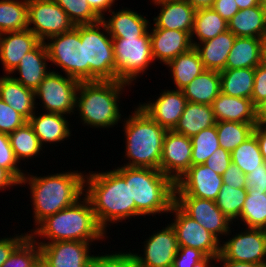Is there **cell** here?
<instances>
[{
	"label": "cell",
	"mask_w": 266,
	"mask_h": 267,
	"mask_svg": "<svg viewBox=\"0 0 266 267\" xmlns=\"http://www.w3.org/2000/svg\"><path fill=\"white\" fill-rule=\"evenodd\" d=\"M86 179L84 184L89 186L84 196L89 199L97 222L104 230L107 221L114 223L135 216V203H131L130 167L91 173Z\"/></svg>",
	"instance_id": "obj_1"
},
{
	"label": "cell",
	"mask_w": 266,
	"mask_h": 267,
	"mask_svg": "<svg viewBox=\"0 0 266 267\" xmlns=\"http://www.w3.org/2000/svg\"><path fill=\"white\" fill-rule=\"evenodd\" d=\"M212 108L217 122L256 123V110L252 99L232 97L220 92L213 101Z\"/></svg>",
	"instance_id": "obj_23"
},
{
	"label": "cell",
	"mask_w": 266,
	"mask_h": 267,
	"mask_svg": "<svg viewBox=\"0 0 266 267\" xmlns=\"http://www.w3.org/2000/svg\"><path fill=\"white\" fill-rule=\"evenodd\" d=\"M63 116L48 112L38 117L34 113L30 117L28 122L33 127L41 146L44 142H59L70 136L68 122Z\"/></svg>",
	"instance_id": "obj_31"
},
{
	"label": "cell",
	"mask_w": 266,
	"mask_h": 267,
	"mask_svg": "<svg viewBox=\"0 0 266 267\" xmlns=\"http://www.w3.org/2000/svg\"><path fill=\"white\" fill-rule=\"evenodd\" d=\"M246 197V188H232L223 183L215 202L223 214L232 221L240 217Z\"/></svg>",
	"instance_id": "obj_42"
},
{
	"label": "cell",
	"mask_w": 266,
	"mask_h": 267,
	"mask_svg": "<svg viewBox=\"0 0 266 267\" xmlns=\"http://www.w3.org/2000/svg\"><path fill=\"white\" fill-rule=\"evenodd\" d=\"M112 15L109 21L101 18L102 28L111 38L141 37L148 31V20L136 12L123 9L116 14L112 11Z\"/></svg>",
	"instance_id": "obj_26"
},
{
	"label": "cell",
	"mask_w": 266,
	"mask_h": 267,
	"mask_svg": "<svg viewBox=\"0 0 266 267\" xmlns=\"http://www.w3.org/2000/svg\"><path fill=\"white\" fill-rule=\"evenodd\" d=\"M28 27V0L0 1V34L23 31Z\"/></svg>",
	"instance_id": "obj_36"
},
{
	"label": "cell",
	"mask_w": 266,
	"mask_h": 267,
	"mask_svg": "<svg viewBox=\"0 0 266 267\" xmlns=\"http://www.w3.org/2000/svg\"><path fill=\"white\" fill-rule=\"evenodd\" d=\"M231 160L245 175L260 168L264 160L254 134L231 152Z\"/></svg>",
	"instance_id": "obj_39"
},
{
	"label": "cell",
	"mask_w": 266,
	"mask_h": 267,
	"mask_svg": "<svg viewBox=\"0 0 266 267\" xmlns=\"http://www.w3.org/2000/svg\"><path fill=\"white\" fill-rule=\"evenodd\" d=\"M264 99H266V65L261 63L255 68V80L252 92L253 105L256 107Z\"/></svg>",
	"instance_id": "obj_50"
},
{
	"label": "cell",
	"mask_w": 266,
	"mask_h": 267,
	"mask_svg": "<svg viewBox=\"0 0 266 267\" xmlns=\"http://www.w3.org/2000/svg\"><path fill=\"white\" fill-rule=\"evenodd\" d=\"M256 125L263 126L266 123V99L260 102L256 107Z\"/></svg>",
	"instance_id": "obj_59"
},
{
	"label": "cell",
	"mask_w": 266,
	"mask_h": 267,
	"mask_svg": "<svg viewBox=\"0 0 266 267\" xmlns=\"http://www.w3.org/2000/svg\"><path fill=\"white\" fill-rule=\"evenodd\" d=\"M260 6H261V9H262L264 24H265V27H266V0H261Z\"/></svg>",
	"instance_id": "obj_64"
},
{
	"label": "cell",
	"mask_w": 266,
	"mask_h": 267,
	"mask_svg": "<svg viewBox=\"0 0 266 267\" xmlns=\"http://www.w3.org/2000/svg\"><path fill=\"white\" fill-rule=\"evenodd\" d=\"M246 231L220 245V256L228 261L266 265L265 236L259 228H248Z\"/></svg>",
	"instance_id": "obj_16"
},
{
	"label": "cell",
	"mask_w": 266,
	"mask_h": 267,
	"mask_svg": "<svg viewBox=\"0 0 266 267\" xmlns=\"http://www.w3.org/2000/svg\"><path fill=\"white\" fill-rule=\"evenodd\" d=\"M222 177H223V183L228 184L232 188H245V183H246L245 174L233 162L225 170Z\"/></svg>",
	"instance_id": "obj_52"
},
{
	"label": "cell",
	"mask_w": 266,
	"mask_h": 267,
	"mask_svg": "<svg viewBox=\"0 0 266 267\" xmlns=\"http://www.w3.org/2000/svg\"><path fill=\"white\" fill-rule=\"evenodd\" d=\"M146 242L145 257L133 254L137 267H172L179 245L171 224L153 234Z\"/></svg>",
	"instance_id": "obj_17"
},
{
	"label": "cell",
	"mask_w": 266,
	"mask_h": 267,
	"mask_svg": "<svg viewBox=\"0 0 266 267\" xmlns=\"http://www.w3.org/2000/svg\"><path fill=\"white\" fill-rule=\"evenodd\" d=\"M174 191L175 183L161 170L130 167L131 203H135V215L170 211Z\"/></svg>",
	"instance_id": "obj_6"
},
{
	"label": "cell",
	"mask_w": 266,
	"mask_h": 267,
	"mask_svg": "<svg viewBox=\"0 0 266 267\" xmlns=\"http://www.w3.org/2000/svg\"><path fill=\"white\" fill-rule=\"evenodd\" d=\"M155 4L162 6V9L154 18L153 29L181 30L191 35L196 10L186 0Z\"/></svg>",
	"instance_id": "obj_24"
},
{
	"label": "cell",
	"mask_w": 266,
	"mask_h": 267,
	"mask_svg": "<svg viewBox=\"0 0 266 267\" xmlns=\"http://www.w3.org/2000/svg\"><path fill=\"white\" fill-rule=\"evenodd\" d=\"M82 173L67 172L51 176L36 177L26 175L22 183L30 184L32 200L34 205V219L36 225L42 220L62 209L73 205L85 191L84 178Z\"/></svg>",
	"instance_id": "obj_2"
},
{
	"label": "cell",
	"mask_w": 266,
	"mask_h": 267,
	"mask_svg": "<svg viewBox=\"0 0 266 267\" xmlns=\"http://www.w3.org/2000/svg\"><path fill=\"white\" fill-rule=\"evenodd\" d=\"M231 163V152L219 147L210 155L204 165L222 176Z\"/></svg>",
	"instance_id": "obj_49"
},
{
	"label": "cell",
	"mask_w": 266,
	"mask_h": 267,
	"mask_svg": "<svg viewBox=\"0 0 266 267\" xmlns=\"http://www.w3.org/2000/svg\"><path fill=\"white\" fill-rule=\"evenodd\" d=\"M49 60L45 42H41L34 50L25 54L19 65L12 71H19V78H14L24 87L35 91L50 71H46Z\"/></svg>",
	"instance_id": "obj_25"
},
{
	"label": "cell",
	"mask_w": 266,
	"mask_h": 267,
	"mask_svg": "<svg viewBox=\"0 0 266 267\" xmlns=\"http://www.w3.org/2000/svg\"><path fill=\"white\" fill-rule=\"evenodd\" d=\"M3 34H0V59L6 73L10 74L24 55L34 50L42 41L29 29Z\"/></svg>",
	"instance_id": "obj_20"
},
{
	"label": "cell",
	"mask_w": 266,
	"mask_h": 267,
	"mask_svg": "<svg viewBox=\"0 0 266 267\" xmlns=\"http://www.w3.org/2000/svg\"><path fill=\"white\" fill-rule=\"evenodd\" d=\"M36 240L28 236L9 256L1 267H31L40 255L39 245L34 246ZM36 249V250H35Z\"/></svg>",
	"instance_id": "obj_44"
},
{
	"label": "cell",
	"mask_w": 266,
	"mask_h": 267,
	"mask_svg": "<svg viewBox=\"0 0 266 267\" xmlns=\"http://www.w3.org/2000/svg\"><path fill=\"white\" fill-rule=\"evenodd\" d=\"M127 83L121 81H81L75 107L84 124L90 127H110L120 119L118 95ZM80 96V97H78Z\"/></svg>",
	"instance_id": "obj_5"
},
{
	"label": "cell",
	"mask_w": 266,
	"mask_h": 267,
	"mask_svg": "<svg viewBox=\"0 0 266 267\" xmlns=\"http://www.w3.org/2000/svg\"><path fill=\"white\" fill-rule=\"evenodd\" d=\"M245 188L247 191L265 192L266 190V162L260 164V168L245 175Z\"/></svg>",
	"instance_id": "obj_51"
},
{
	"label": "cell",
	"mask_w": 266,
	"mask_h": 267,
	"mask_svg": "<svg viewBox=\"0 0 266 267\" xmlns=\"http://www.w3.org/2000/svg\"><path fill=\"white\" fill-rule=\"evenodd\" d=\"M29 236L20 235L15 236L14 238H3L0 240V267L4 262L9 258L12 252Z\"/></svg>",
	"instance_id": "obj_53"
},
{
	"label": "cell",
	"mask_w": 266,
	"mask_h": 267,
	"mask_svg": "<svg viewBox=\"0 0 266 267\" xmlns=\"http://www.w3.org/2000/svg\"><path fill=\"white\" fill-rule=\"evenodd\" d=\"M216 122L212 105L187 102L173 131L191 138Z\"/></svg>",
	"instance_id": "obj_27"
},
{
	"label": "cell",
	"mask_w": 266,
	"mask_h": 267,
	"mask_svg": "<svg viewBox=\"0 0 266 267\" xmlns=\"http://www.w3.org/2000/svg\"><path fill=\"white\" fill-rule=\"evenodd\" d=\"M174 203L189 217L198 222L217 239L228 234L231 220L217 207L216 202L192 196H174Z\"/></svg>",
	"instance_id": "obj_14"
},
{
	"label": "cell",
	"mask_w": 266,
	"mask_h": 267,
	"mask_svg": "<svg viewBox=\"0 0 266 267\" xmlns=\"http://www.w3.org/2000/svg\"><path fill=\"white\" fill-rule=\"evenodd\" d=\"M182 91L187 102L212 105L221 92L220 72L205 70Z\"/></svg>",
	"instance_id": "obj_30"
},
{
	"label": "cell",
	"mask_w": 266,
	"mask_h": 267,
	"mask_svg": "<svg viewBox=\"0 0 266 267\" xmlns=\"http://www.w3.org/2000/svg\"><path fill=\"white\" fill-rule=\"evenodd\" d=\"M262 40L254 37H236L225 69L256 68L261 64Z\"/></svg>",
	"instance_id": "obj_29"
},
{
	"label": "cell",
	"mask_w": 266,
	"mask_h": 267,
	"mask_svg": "<svg viewBox=\"0 0 266 267\" xmlns=\"http://www.w3.org/2000/svg\"><path fill=\"white\" fill-rule=\"evenodd\" d=\"M88 267H137L132 253H115L113 255L94 256Z\"/></svg>",
	"instance_id": "obj_48"
},
{
	"label": "cell",
	"mask_w": 266,
	"mask_h": 267,
	"mask_svg": "<svg viewBox=\"0 0 266 267\" xmlns=\"http://www.w3.org/2000/svg\"><path fill=\"white\" fill-rule=\"evenodd\" d=\"M77 200L73 205L42 220L31 238L41 235L55 241L90 242L103 238L105 230L98 224L89 199ZM33 236V237H32Z\"/></svg>",
	"instance_id": "obj_3"
},
{
	"label": "cell",
	"mask_w": 266,
	"mask_h": 267,
	"mask_svg": "<svg viewBox=\"0 0 266 267\" xmlns=\"http://www.w3.org/2000/svg\"><path fill=\"white\" fill-rule=\"evenodd\" d=\"M191 139L167 130L163 139L160 170L174 183L192 166Z\"/></svg>",
	"instance_id": "obj_15"
},
{
	"label": "cell",
	"mask_w": 266,
	"mask_h": 267,
	"mask_svg": "<svg viewBox=\"0 0 266 267\" xmlns=\"http://www.w3.org/2000/svg\"><path fill=\"white\" fill-rule=\"evenodd\" d=\"M17 184L20 185V182L8 170L0 167V189Z\"/></svg>",
	"instance_id": "obj_57"
},
{
	"label": "cell",
	"mask_w": 266,
	"mask_h": 267,
	"mask_svg": "<svg viewBox=\"0 0 266 267\" xmlns=\"http://www.w3.org/2000/svg\"><path fill=\"white\" fill-rule=\"evenodd\" d=\"M261 63L266 65V36L262 40V57Z\"/></svg>",
	"instance_id": "obj_63"
},
{
	"label": "cell",
	"mask_w": 266,
	"mask_h": 267,
	"mask_svg": "<svg viewBox=\"0 0 266 267\" xmlns=\"http://www.w3.org/2000/svg\"><path fill=\"white\" fill-rule=\"evenodd\" d=\"M115 0H87L89 6L91 9L100 17H103L104 11H107L106 9H109V12L111 11V6L114 3Z\"/></svg>",
	"instance_id": "obj_55"
},
{
	"label": "cell",
	"mask_w": 266,
	"mask_h": 267,
	"mask_svg": "<svg viewBox=\"0 0 266 267\" xmlns=\"http://www.w3.org/2000/svg\"><path fill=\"white\" fill-rule=\"evenodd\" d=\"M27 120L9 104L0 98V132L5 134L13 133L21 127Z\"/></svg>",
	"instance_id": "obj_47"
},
{
	"label": "cell",
	"mask_w": 266,
	"mask_h": 267,
	"mask_svg": "<svg viewBox=\"0 0 266 267\" xmlns=\"http://www.w3.org/2000/svg\"><path fill=\"white\" fill-rule=\"evenodd\" d=\"M228 30L236 37H254L263 39L266 36L261 6L239 10L228 22Z\"/></svg>",
	"instance_id": "obj_32"
},
{
	"label": "cell",
	"mask_w": 266,
	"mask_h": 267,
	"mask_svg": "<svg viewBox=\"0 0 266 267\" xmlns=\"http://www.w3.org/2000/svg\"><path fill=\"white\" fill-rule=\"evenodd\" d=\"M175 212V222L171 223L179 246L202 251L210 260L220 255L219 239L208 232L194 219L186 215L175 203L169 212Z\"/></svg>",
	"instance_id": "obj_12"
},
{
	"label": "cell",
	"mask_w": 266,
	"mask_h": 267,
	"mask_svg": "<svg viewBox=\"0 0 266 267\" xmlns=\"http://www.w3.org/2000/svg\"><path fill=\"white\" fill-rule=\"evenodd\" d=\"M31 267H50L49 264L47 263V261L44 259V257L40 254L35 261L33 262V264L31 265Z\"/></svg>",
	"instance_id": "obj_62"
},
{
	"label": "cell",
	"mask_w": 266,
	"mask_h": 267,
	"mask_svg": "<svg viewBox=\"0 0 266 267\" xmlns=\"http://www.w3.org/2000/svg\"><path fill=\"white\" fill-rule=\"evenodd\" d=\"M102 20L78 25L81 43H84L85 81H114L115 58L111 36L100 32ZM109 37V38H108Z\"/></svg>",
	"instance_id": "obj_7"
},
{
	"label": "cell",
	"mask_w": 266,
	"mask_h": 267,
	"mask_svg": "<svg viewBox=\"0 0 266 267\" xmlns=\"http://www.w3.org/2000/svg\"><path fill=\"white\" fill-rule=\"evenodd\" d=\"M214 261H222L224 267H266V265L256 264V263H245V262H236V261H228L223 259L220 255H218Z\"/></svg>",
	"instance_id": "obj_58"
},
{
	"label": "cell",
	"mask_w": 266,
	"mask_h": 267,
	"mask_svg": "<svg viewBox=\"0 0 266 267\" xmlns=\"http://www.w3.org/2000/svg\"><path fill=\"white\" fill-rule=\"evenodd\" d=\"M49 39L52 43L45 42L49 61L62 67L67 76L85 81L84 43H81L78 25Z\"/></svg>",
	"instance_id": "obj_9"
},
{
	"label": "cell",
	"mask_w": 266,
	"mask_h": 267,
	"mask_svg": "<svg viewBox=\"0 0 266 267\" xmlns=\"http://www.w3.org/2000/svg\"><path fill=\"white\" fill-rule=\"evenodd\" d=\"M255 68L220 71L221 92L225 95L252 99Z\"/></svg>",
	"instance_id": "obj_34"
},
{
	"label": "cell",
	"mask_w": 266,
	"mask_h": 267,
	"mask_svg": "<svg viewBox=\"0 0 266 267\" xmlns=\"http://www.w3.org/2000/svg\"><path fill=\"white\" fill-rule=\"evenodd\" d=\"M240 218L249 228H260L266 221V193L247 191Z\"/></svg>",
	"instance_id": "obj_41"
},
{
	"label": "cell",
	"mask_w": 266,
	"mask_h": 267,
	"mask_svg": "<svg viewBox=\"0 0 266 267\" xmlns=\"http://www.w3.org/2000/svg\"><path fill=\"white\" fill-rule=\"evenodd\" d=\"M190 139L192 165L204 164L210 155L220 147L216 125L201 130Z\"/></svg>",
	"instance_id": "obj_40"
},
{
	"label": "cell",
	"mask_w": 266,
	"mask_h": 267,
	"mask_svg": "<svg viewBox=\"0 0 266 267\" xmlns=\"http://www.w3.org/2000/svg\"><path fill=\"white\" fill-rule=\"evenodd\" d=\"M223 177L210 167L192 165L176 182L174 196H192L216 201Z\"/></svg>",
	"instance_id": "obj_13"
},
{
	"label": "cell",
	"mask_w": 266,
	"mask_h": 267,
	"mask_svg": "<svg viewBox=\"0 0 266 267\" xmlns=\"http://www.w3.org/2000/svg\"><path fill=\"white\" fill-rule=\"evenodd\" d=\"M150 41L153 60L164 64L193 47L191 35L181 30L153 29Z\"/></svg>",
	"instance_id": "obj_21"
},
{
	"label": "cell",
	"mask_w": 266,
	"mask_h": 267,
	"mask_svg": "<svg viewBox=\"0 0 266 267\" xmlns=\"http://www.w3.org/2000/svg\"><path fill=\"white\" fill-rule=\"evenodd\" d=\"M209 262L210 259L202 251L191 247L179 246L172 267H209Z\"/></svg>",
	"instance_id": "obj_45"
},
{
	"label": "cell",
	"mask_w": 266,
	"mask_h": 267,
	"mask_svg": "<svg viewBox=\"0 0 266 267\" xmlns=\"http://www.w3.org/2000/svg\"><path fill=\"white\" fill-rule=\"evenodd\" d=\"M126 120V156L132 160L124 166L160 170L166 129L151 119L140 107Z\"/></svg>",
	"instance_id": "obj_4"
},
{
	"label": "cell",
	"mask_w": 266,
	"mask_h": 267,
	"mask_svg": "<svg viewBox=\"0 0 266 267\" xmlns=\"http://www.w3.org/2000/svg\"><path fill=\"white\" fill-rule=\"evenodd\" d=\"M239 10L247 9L250 7L258 6L261 0H235Z\"/></svg>",
	"instance_id": "obj_61"
},
{
	"label": "cell",
	"mask_w": 266,
	"mask_h": 267,
	"mask_svg": "<svg viewBox=\"0 0 266 267\" xmlns=\"http://www.w3.org/2000/svg\"><path fill=\"white\" fill-rule=\"evenodd\" d=\"M228 30V23L212 8H201L195 11L191 40L195 34L201 42L215 38Z\"/></svg>",
	"instance_id": "obj_35"
},
{
	"label": "cell",
	"mask_w": 266,
	"mask_h": 267,
	"mask_svg": "<svg viewBox=\"0 0 266 267\" xmlns=\"http://www.w3.org/2000/svg\"><path fill=\"white\" fill-rule=\"evenodd\" d=\"M28 27L42 42L71 30L75 25L54 0H28Z\"/></svg>",
	"instance_id": "obj_10"
},
{
	"label": "cell",
	"mask_w": 266,
	"mask_h": 267,
	"mask_svg": "<svg viewBox=\"0 0 266 267\" xmlns=\"http://www.w3.org/2000/svg\"><path fill=\"white\" fill-rule=\"evenodd\" d=\"M154 3H163V2H168V1H181V0H153Z\"/></svg>",
	"instance_id": "obj_66"
},
{
	"label": "cell",
	"mask_w": 266,
	"mask_h": 267,
	"mask_svg": "<svg viewBox=\"0 0 266 267\" xmlns=\"http://www.w3.org/2000/svg\"><path fill=\"white\" fill-rule=\"evenodd\" d=\"M38 245L50 267H88L92 258L88 254L89 242L55 241Z\"/></svg>",
	"instance_id": "obj_18"
},
{
	"label": "cell",
	"mask_w": 266,
	"mask_h": 267,
	"mask_svg": "<svg viewBox=\"0 0 266 267\" xmlns=\"http://www.w3.org/2000/svg\"><path fill=\"white\" fill-rule=\"evenodd\" d=\"M18 159L10 144L9 135L0 132V167L8 170L19 182L25 176L17 167Z\"/></svg>",
	"instance_id": "obj_46"
},
{
	"label": "cell",
	"mask_w": 266,
	"mask_h": 267,
	"mask_svg": "<svg viewBox=\"0 0 266 267\" xmlns=\"http://www.w3.org/2000/svg\"><path fill=\"white\" fill-rule=\"evenodd\" d=\"M236 36L229 30L215 38L201 42H192L197 50L205 70L222 71L226 67L227 57L232 49ZM203 45V47H202Z\"/></svg>",
	"instance_id": "obj_22"
},
{
	"label": "cell",
	"mask_w": 266,
	"mask_h": 267,
	"mask_svg": "<svg viewBox=\"0 0 266 267\" xmlns=\"http://www.w3.org/2000/svg\"><path fill=\"white\" fill-rule=\"evenodd\" d=\"M195 10L211 8L215 0H186Z\"/></svg>",
	"instance_id": "obj_60"
},
{
	"label": "cell",
	"mask_w": 266,
	"mask_h": 267,
	"mask_svg": "<svg viewBox=\"0 0 266 267\" xmlns=\"http://www.w3.org/2000/svg\"><path fill=\"white\" fill-rule=\"evenodd\" d=\"M187 99L182 90H167L155 101L139 107L166 130H173L184 112Z\"/></svg>",
	"instance_id": "obj_19"
},
{
	"label": "cell",
	"mask_w": 266,
	"mask_h": 267,
	"mask_svg": "<svg viewBox=\"0 0 266 267\" xmlns=\"http://www.w3.org/2000/svg\"><path fill=\"white\" fill-rule=\"evenodd\" d=\"M256 123H240L233 121L216 122L219 146L232 152L253 134Z\"/></svg>",
	"instance_id": "obj_37"
},
{
	"label": "cell",
	"mask_w": 266,
	"mask_h": 267,
	"mask_svg": "<svg viewBox=\"0 0 266 267\" xmlns=\"http://www.w3.org/2000/svg\"><path fill=\"white\" fill-rule=\"evenodd\" d=\"M260 231L261 233L265 236L266 238V221L260 226Z\"/></svg>",
	"instance_id": "obj_65"
},
{
	"label": "cell",
	"mask_w": 266,
	"mask_h": 267,
	"mask_svg": "<svg viewBox=\"0 0 266 267\" xmlns=\"http://www.w3.org/2000/svg\"><path fill=\"white\" fill-rule=\"evenodd\" d=\"M9 139L18 161L22 158H31L42 150L39 139L28 121L9 134Z\"/></svg>",
	"instance_id": "obj_38"
},
{
	"label": "cell",
	"mask_w": 266,
	"mask_h": 267,
	"mask_svg": "<svg viewBox=\"0 0 266 267\" xmlns=\"http://www.w3.org/2000/svg\"><path fill=\"white\" fill-rule=\"evenodd\" d=\"M115 80L131 84L153 62L150 33L141 37L112 38Z\"/></svg>",
	"instance_id": "obj_8"
},
{
	"label": "cell",
	"mask_w": 266,
	"mask_h": 267,
	"mask_svg": "<svg viewBox=\"0 0 266 267\" xmlns=\"http://www.w3.org/2000/svg\"><path fill=\"white\" fill-rule=\"evenodd\" d=\"M0 98L20 113L27 121L35 113V92L24 87L13 77L0 78Z\"/></svg>",
	"instance_id": "obj_28"
},
{
	"label": "cell",
	"mask_w": 266,
	"mask_h": 267,
	"mask_svg": "<svg viewBox=\"0 0 266 267\" xmlns=\"http://www.w3.org/2000/svg\"><path fill=\"white\" fill-rule=\"evenodd\" d=\"M253 134L256 136L261 155L266 162V129L263 126L255 125Z\"/></svg>",
	"instance_id": "obj_56"
},
{
	"label": "cell",
	"mask_w": 266,
	"mask_h": 267,
	"mask_svg": "<svg viewBox=\"0 0 266 267\" xmlns=\"http://www.w3.org/2000/svg\"><path fill=\"white\" fill-rule=\"evenodd\" d=\"M68 15L74 25L93 24L101 18L91 9L87 0H54Z\"/></svg>",
	"instance_id": "obj_43"
},
{
	"label": "cell",
	"mask_w": 266,
	"mask_h": 267,
	"mask_svg": "<svg viewBox=\"0 0 266 267\" xmlns=\"http://www.w3.org/2000/svg\"><path fill=\"white\" fill-rule=\"evenodd\" d=\"M66 77L54 71L49 72L34 91L35 96L43 100L42 103L49 113L70 114L74 110L80 81Z\"/></svg>",
	"instance_id": "obj_11"
},
{
	"label": "cell",
	"mask_w": 266,
	"mask_h": 267,
	"mask_svg": "<svg viewBox=\"0 0 266 267\" xmlns=\"http://www.w3.org/2000/svg\"><path fill=\"white\" fill-rule=\"evenodd\" d=\"M211 8L215 10L227 23L239 11L235 0H215Z\"/></svg>",
	"instance_id": "obj_54"
},
{
	"label": "cell",
	"mask_w": 266,
	"mask_h": 267,
	"mask_svg": "<svg viewBox=\"0 0 266 267\" xmlns=\"http://www.w3.org/2000/svg\"><path fill=\"white\" fill-rule=\"evenodd\" d=\"M166 65L172 70L173 80L178 90L184 89L205 71L200 56L194 47L185 53L179 54Z\"/></svg>",
	"instance_id": "obj_33"
}]
</instances>
